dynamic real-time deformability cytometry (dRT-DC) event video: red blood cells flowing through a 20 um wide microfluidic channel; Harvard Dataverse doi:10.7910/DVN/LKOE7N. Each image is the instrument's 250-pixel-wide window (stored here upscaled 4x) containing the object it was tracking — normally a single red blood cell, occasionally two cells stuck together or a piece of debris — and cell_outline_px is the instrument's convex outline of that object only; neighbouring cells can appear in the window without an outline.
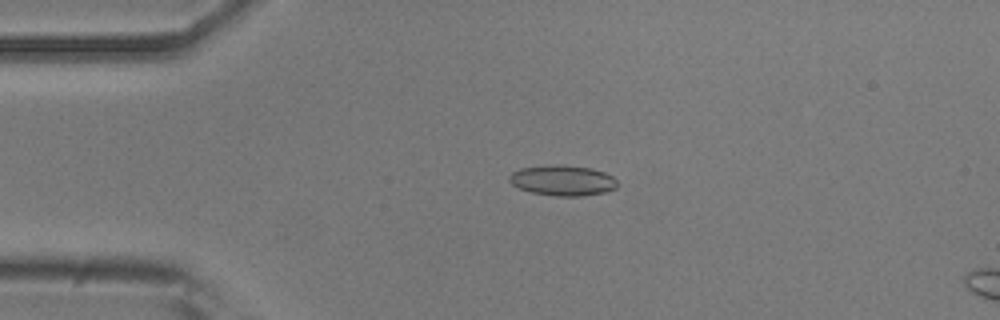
{"species": "common noctule bat (a hibernating species)", "species_latin": "Nyctalus noctula", "temperature_condition": "room temperature", "stored_images_in_passage": 39, "camera_frame_rate_fps": 3000, "um_per_image_px": 0.085, "animal": {"sex": "male", "body_mass_g": 20.5, "forearm_length_mm": 52.5}, "frame": {"image": 1, "passage_image": 7, "time_ms": 2.0, "image_size_px": [1000, 320], "cell_outline_px": [[616, 188], [604, 192], [580, 196], [556, 196], [532, 192], [520, 188], [512, 184], [508, 180], [508, 176], [512, 172], [520, 168], [592, 168], [604, 172], [612, 176], [616, 180]], "centroid_in_image_um": [47.84, 15.39], "position_along_channel_um": 37.2, "area_um2": 18.03}}
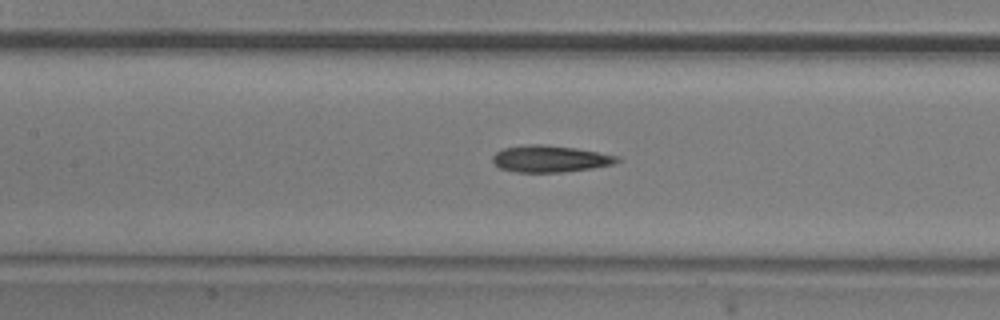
{"frame": {"image": 2, "passage_image": 19, "time_ms": 6.0, "image_size_px": [1000, 320], "cell_outline_px": [[620, 160], [612, 164], [592, 168], [560, 172], [516, 172], [500, 168], [492, 160], [492, 156], [496, 152], [504, 148], [532, 144], [540, 144], [576, 148], [620, 156]], "centroid_in_image_um": [46.76, 13.5], "position_along_channel_um": 160.6, "area_um2": 19.19}}
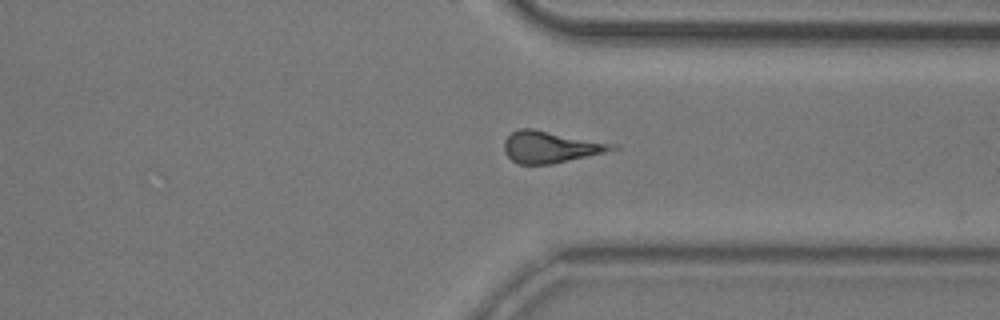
{"frame": {"image": 3, "passage_image": 35, "time_ms": 11.333, "image_size_px": [1000, 320], "cell_outline_px": [[620, 148], [604, 152], [552, 164], [516, 164], [504, 152], [504, 140], [512, 132], [520, 128], [532, 128], [620, 144]], "centroid_in_image_um": [46.82, 12.48], "position_along_channel_um": 364.6, "area_um2": 20.11}, "authors_computed_cell_mechanics": {"area_um2": 19.074, "velocity_mm_per_s": 3.8365, "shape_relaxation_time_tau1_ms": 7.4391, "shape_relaxation_time_tau2_ms": 3.9063, "deformation_change_tau1": 0.1527, "deformation_change_tau2": 0.1741}}